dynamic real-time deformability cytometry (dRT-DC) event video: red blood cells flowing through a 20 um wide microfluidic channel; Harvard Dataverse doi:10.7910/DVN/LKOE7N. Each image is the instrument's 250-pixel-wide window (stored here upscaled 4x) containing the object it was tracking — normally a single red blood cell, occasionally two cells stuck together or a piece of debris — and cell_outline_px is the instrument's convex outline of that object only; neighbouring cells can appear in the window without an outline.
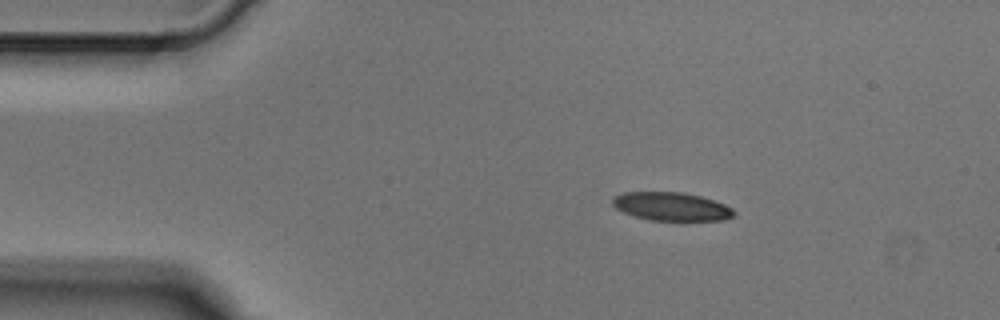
{"species": "Egyptian fruit bat (a non-hibernating species)", "species_latin": "Rousettus aegyptiacus", "temperature_condition": "cold", "stored_images_in_passage": 2, "camera_frame_rate_fps": 3000, "um_per_image_px": 0.085, "animal": {"sex": "male"}, "frame": {"image": 1, "passage_image": 1, "time_ms": 0.0, "image_size_px": [1000, 320], "cell_outline_px": [[736, 212], [732, 216], [724, 220], [652, 220], [636, 216], [624, 212], [616, 208], [612, 204], [612, 196], [624, 192], [680, 192], [700, 196], [724, 204], [732, 208]], "centroid_in_image_um": [57.05, 17.54], "position_along_channel_um": 28.0, "area_um2": 19.88}}